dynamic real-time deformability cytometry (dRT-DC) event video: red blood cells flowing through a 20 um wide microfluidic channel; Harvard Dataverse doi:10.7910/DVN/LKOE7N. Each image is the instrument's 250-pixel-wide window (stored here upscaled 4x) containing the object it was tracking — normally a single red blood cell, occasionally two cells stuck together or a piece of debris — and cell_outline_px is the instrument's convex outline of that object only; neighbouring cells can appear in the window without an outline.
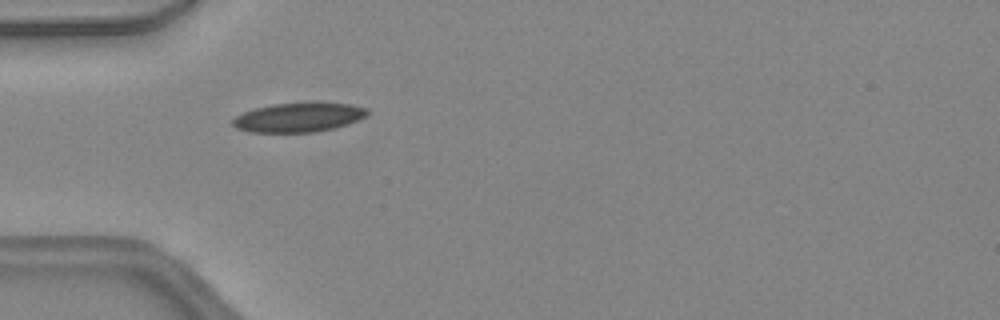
{"species": "common noctule bat (a hibernating species)", "species_latin": "Nyctalus noctula", "temperature_condition": "warm", "stored_images_in_passage": 19, "camera_frame_rate_fps": 3000, "um_per_image_px": 0.085, "animal": {"sex": "female", "body_mass_g": 24.6, "forearm_length_mm": 56.2}, "frame": {"image": 1, "passage_image": 3, "time_ms": 0.667, "image_size_px": [1000, 320], "cell_outline_px": [[368, 112], [364, 116], [348, 124], [316, 132], [248, 132], [236, 128], [232, 124], [232, 120], [236, 116], [244, 112], [256, 108], [272, 104], [348, 104], [368, 108]], "centroid_in_image_um": [25.32, 10.0], "position_along_channel_um": 59.7, "area_um2": 22.31}}
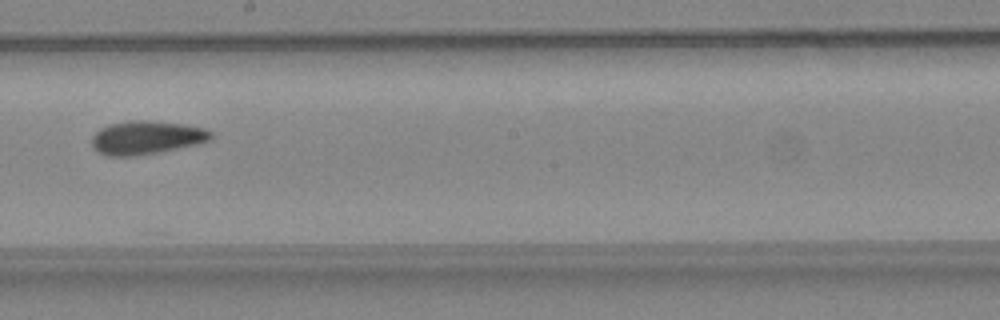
{"frame": {"image": 2, "passage_image": 15, "time_ms": 4.667, "image_size_px": [1000, 320], "cell_outline_px": [[212, 140], [200, 144], [160, 152], [132, 156], [108, 156], [96, 152], [92, 148], [92, 136], [100, 128], [108, 124], [132, 120], [148, 120], [184, 124], [204, 128], [212, 132]], "centroid_in_image_um": [12.45, 11.7], "position_along_channel_um": 235.8, "area_um2": 23.58}}
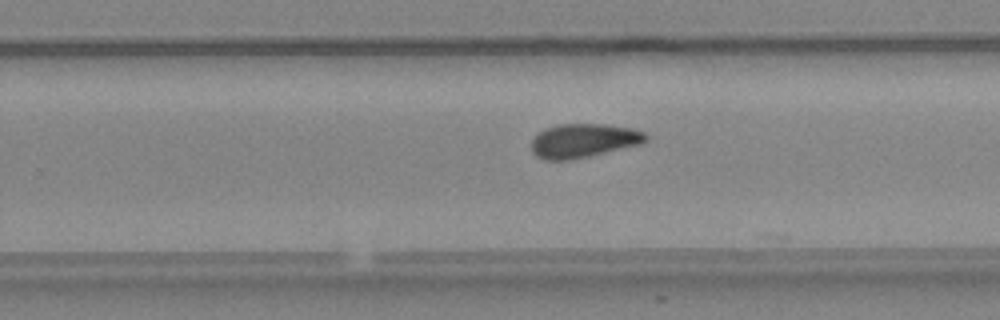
{"frame": {"image": 3, "passage_image": 18, "time_ms": 5.667, "image_size_px": [1000, 320], "cell_outline_px": [[648, 140], [640, 144], [572, 160], [544, 160], [536, 156], [532, 152], [532, 140], [544, 128], [560, 124], [604, 124], [632, 128], [644, 132], [648, 136]], "centroid_in_image_um": [49.6, 11.95], "position_along_channel_um": 280.2, "area_um2": 22.6}}